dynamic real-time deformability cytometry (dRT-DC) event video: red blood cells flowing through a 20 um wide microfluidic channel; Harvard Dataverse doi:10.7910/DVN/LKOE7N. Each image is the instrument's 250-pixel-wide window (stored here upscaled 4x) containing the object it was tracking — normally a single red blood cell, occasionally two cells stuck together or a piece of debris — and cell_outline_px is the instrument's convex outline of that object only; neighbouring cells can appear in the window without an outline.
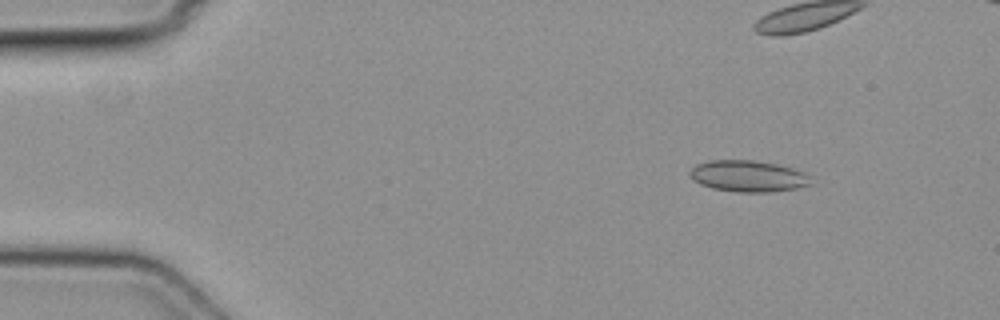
{"species": "common noctule bat (a hibernating species)", "species_latin": "Nyctalus noctula", "temperature_condition": "cold", "stored_images_in_passage": 6, "camera_frame_rate_fps": 3000, "um_per_image_px": 0.085, "animal": {"sex": "female", "body_mass_g": 19.3, "forearm_length_mm": 54.1}, "frame": {"image": 1, "passage_image": 2, "time_ms": 0.333, "image_size_px": [1000, 320], "cell_outline_px": [[812, 184], [796, 188], [768, 192], [736, 192], [712, 188], [700, 184], [688, 172], [696, 164], [712, 160], [752, 160], [776, 164], [792, 168], [804, 172], [808, 176]], "centroid_in_image_um": [63.59, 14.97], "position_along_channel_um": 21.4, "area_um2": 21.91}}
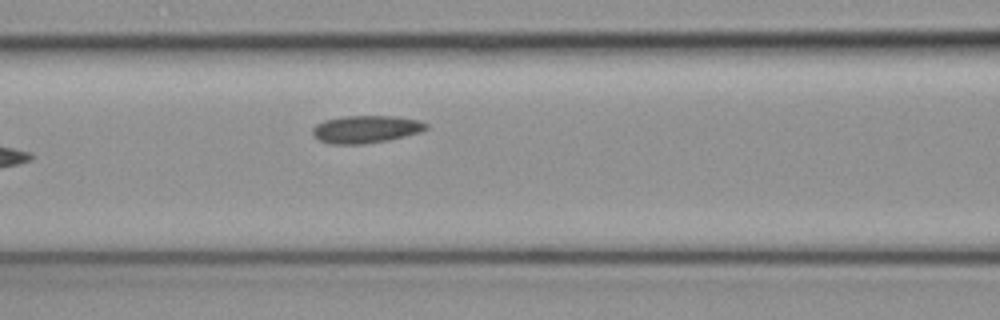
{"frame": {"image": 2, "passage_image": 6, "time_ms": 1.667, "image_size_px": [1000, 320], "cell_outline_px": [[428, 128], [420, 132], [388, 140], [364, 144], [332, 144], [320, 140], [312, 132], [312, 128], [316, 124], [324, 120], [344, 116], [396, 116], [420, 120], [428, 124]], "centroid_in_image_um": [31.12, 10.97], "position_along_channel_um": 135.5, "area_um2": 18.21}}